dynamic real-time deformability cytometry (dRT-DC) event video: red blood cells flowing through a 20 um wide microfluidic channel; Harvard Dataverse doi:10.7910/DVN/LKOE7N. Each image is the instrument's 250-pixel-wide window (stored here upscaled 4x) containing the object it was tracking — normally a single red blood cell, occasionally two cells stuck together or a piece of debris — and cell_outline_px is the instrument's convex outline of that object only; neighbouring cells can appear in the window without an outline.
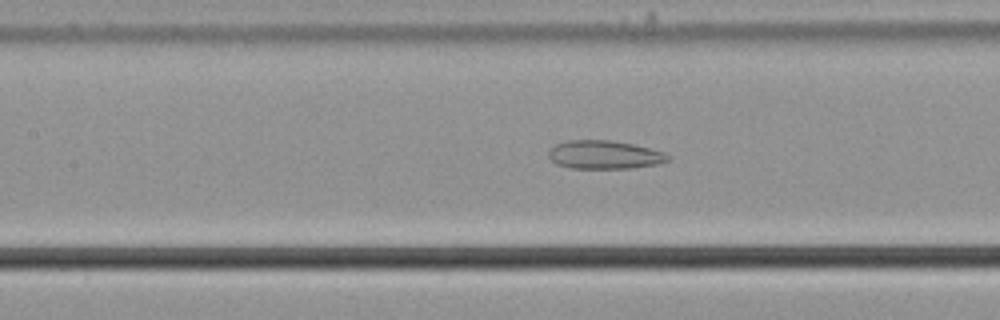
{"species": "common noctule bat (a hibernating species)", "species_latin": "Nyctalus noctula", "temperature_condition": "cold", "stored_images_in_passage": 56, "camera_frame_rate_fps": 3000, "um_per_image_px": 0.085, "animal": {"sex": "male", "body_mass_g": 21.5, "forearm_length_mm": 52.0}, "frame": {"image": 1, "passage_image": 26, "time_ms": 8.333, "image_size_px": [1000, 320], "cell_outline_px": [[672, 160], [660, 164], [632, 168], [572, 168], [556, 164], [548, 156], [548, 148], [556, 144], [568, 140], [608, 140], [632, 144], [664, 152], [672, 156]], "centroid_in_image_um": [51.4, 13.16], "position_along_channel_um": 156.0, "area_um2": 19.94}}
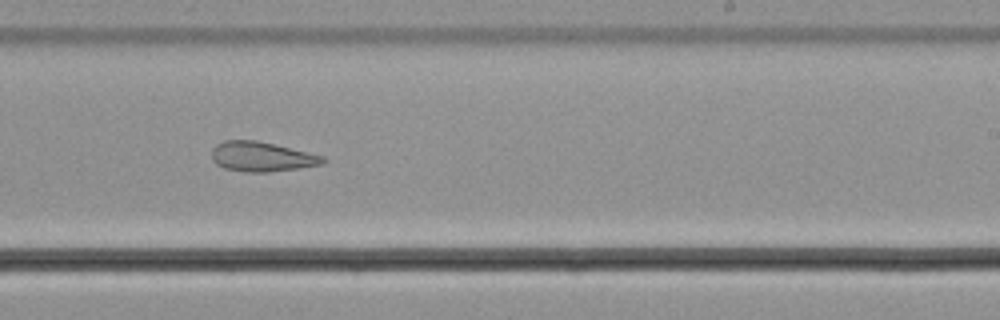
{"frame": {"image": 2, "passage_image": 35, "time_ms": 11.333, "image_size_px": [1000, 320], "cell_outline_px": [[328, 160], [324, 164], [268, 172], [244, 172], [224, 168], [216, 164], [212, 160], [212, 148], [216, 144], [224, 140], [256, 140], [324, 156]], "centroid_in_image_um": [22.22, 13.32], "position_along_channel_um": 266.8, "area_um2": 19.25}}
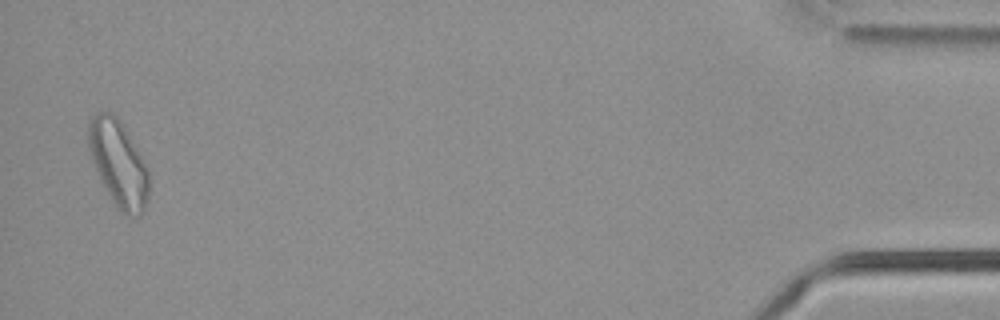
{"frame": {"image": 3, "passage_image": 55, "time_ms": 18.0, "image_size_px": [1000, 320], "cell_outline_px": [[148, 196], [144, 208], [140, 216], [128, 216], [112, 200], [104, 188], [100, 180], [92, 160], [88, 148], [88, 124], [92, 116], [96, 112], [112, 112], [120, 120], [148, 168]], "centroid_in_image_um": [10.05, 13.86], "position_along_channel_um": 425.2, "area_um2": 30.0}, "authors_computed_cell_mechanics": {"area_um2": 25.4898, "velocity_mm_per_s": 3.7035, "shape_relaxation_time_tau1_ms": null, "shape_relaxation_time_tau2_ms": 3.5991, "deformation_change_tau1": null, "deformation_change_tau2": 0.12}}